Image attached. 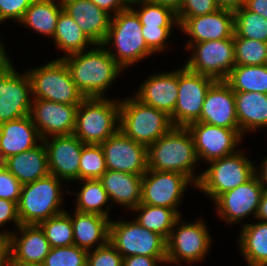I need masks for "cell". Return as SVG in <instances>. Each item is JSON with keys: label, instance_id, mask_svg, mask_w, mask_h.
<instances>
[{"label": "cell", "instance_id": "bcb514c9", "mask_svg": "<svg viewBox=\"0 0 267 266\" xmlns=\"http://www.w3.org/2000/svg\"><path fill=\"white\" fill-rule=\"evenodd\" d=\"M33 0H0V24L8 19L20 22Z\"/></svg>", "mask_w": 267, "mask_h": 266}, {"label": "cell", "instance_id": "7bdbcfd3", "mask_svg": "<svg viewBox=\"0 0 267 266\" xmlns=\"http://www.w3.org/2000/svg\"><path fill=\"white\" fill-rule=\"evenodd\" d=\"M173 27H147L142 26V35L147 47L153 52H162L167 48L166 42L172 34Z\"/></svg>", "mask_w": 267, "mask_h": 266}, {"label": "cell", "instance_id": "cb8c5ba5", "mask_svg": "<svg viewBox=\"0 0 267 266\" xmlns=\"http://www.w3.org/2000/svg\"><path fill=\"white\" fill-rule=\"evenodd\" d=\"M63 10L77 22L86 37L96 46L107 37L111 16L90 0H61Z\"/></svg>", "mask_w": 267, "mask_h": 266}, {"label": "cell", "instance_id": "9f6ffc18", "mask_svg": "<svg viewBox=\"0 0 267 266\" xmlns=\"http://www.w3.org/2000/svg\"><path fill=\"white\" fill-rule=\"evenodd\" d=\"M0 266H7V237L0 235Z\"/></svg>", "mask_w": 267, "mask_h": 266}, {"label": "cell", "instance_id": "7c38bea8", "mask_svg": "<svg viewBox=\"0 0 267 266\" xmlns=\"http://www.w3.org/2000/svg\"><path fill=\"white\" fill-rule=\"evenodd\" d=\"M216 80L185 66L178 68V99L170 120L175 127H187L201 116L206 93Z\"/></svg>", "mask_w": 267, "mask_h": 266}, {"label": "cell", "instance_id": "8d00e7d4", "mask_svg": "<svg viewBox=\"0 0 267 266\" xmlns=\"http://www.w3.org/2000/svg\"><path fill=\"white\" fill-rule=\"evenodd\" d=\"M267 42V19L244 6L234 12V35Z\"/></svg>", "mask_w": 267, "mask_h": 266}, {"label": "cell", "instance_id": "5b68a950", "mask_svg": "<svg viewBox=\"0 0 267 266\" xmlns=\"http://www.w3.org/2000/svg\"><path fill=\"white\" fill-rule=\"evenodd\" d=\"M53 174L22 185L17 204L22 225H39L42 221L66 210L61 209L63 193L61 182Z\"/></svg>", "mask_w": 267, "mask_h": 266}, {"label": "cell", "instance_id": "816d5d0a", "mask_svg": "<svg viewBox=\"0 0 267 266\" xmlns=\"http://www.w3.org/2000/svg\"><path fill=\"white\" fill-rule=\"evenodd\" d=\"M246 0H216L219 9L235 12L245 5Z\"/></svg>", "mask_w": 267, "mask_h": 266}, {"label": "cell", "instance_id": "e0dca14e", "mask_svg": "<svg viewBox=\"0 0 267 266\" xmlns=\"http://www.w3.org/2000/svg\"><path fill=\"white\" fill-rule=\"evenodd\" d=\"M108 170L144 175L148 169L147 146L127 137L121 130L102 142Z\"/></svg>", "mask_w": 267, "mask_h": 266}, {"label": "cell", "instance_id": "7402d4cb", "mask_svg": "<svg viewBox=\"0 0 267 266\" xmlns=\"http://www.w3.org/2000/svg\"><path fill=\"white\" fill-rule=\"evenodd\" d=\"M197 122L239 129L234 91L224 80H216L208 89Z\"/></svg>", "mask_w": 267, "mask_h": 266}, {"label": "cell", "instance_id": "f546056e", "mask_svg": "<svg viewBox=\"0 0 267 266\" xmlns=\"http://www.w3.org/2000/svg\"><path fill=\"white\" fill-rule=\"evenodd\" d=\"M239 247L248 266H267V222L243 223Z\"/></svg>", "mask_w": 267, "mask_h": 266}, {"label": "cell", "instance_id": "30bf717a", "mask_svg": "<svg viewBox=\"0 0 267 266\" xmlns=\"http://www.w3.org/2000/svg\"><path fill=\"white\" fill-rule=\"evenodd\" d=\"M180 222L181 217L176 221L166 240V264H178L181 260L185 263L204 261L203 258L207 256L212 240L206 223L201 219L192 224Z\"/></svg>", "mask_w": 267, "mask_h": 266}, {"label": "cell", "instance_id": "4dcf8cb0", "mask_svg": "<svg viewBox=\"0 0 267 266\" xmlns=\"http://www.w3.org/2000/svg\"><path fill=\"white\" fill-rule=\"evenodd\" d=\"M62 9L61 0L57 4L55 0H33L20 23L29 26L40 34L53 38Z\"/></svg>", "mask_w": 267, "mask_h": 266}, {"label": "cell", "instance_id": "3957f363", "mask_svg": "<svg viewBox=\"0 0 267 266\" xmlns=\"http://www.w3.org/2000/svg\"><path fill=\"white\" fill-rule=\"evenodd\" d=\"M119 125L120 100L85 98L77 107L73 134L84 144H101L119 130Z\"/></svg>", "mask_w": 267, "mask_h": 266}, {"label": "cell", "instance_id": "e575fe53", "mask_svg": "<svg viewBox=\"0 0 267 266\" xmlns=\"http://www.w3.org/2000/svg\"><path fill=\"white\" fill-rule=\"evenodd\" d=\"M81 190L76 194L75 210L83 213H94L109 217L110 205L107 191L99 179H83ZM108 203V205H107ZM107 205V210L103 207Z\"/></svg>", "mask_w": 267, "mask_h": 266}, {"label": "cell", "instance_id": "7dc6e473", "mask_svg": "<svg viewBox=\"0 0 267 266\" xmlns=\"http://www.w3.org/2000/svg\"><path fill=\"white\" fill-rule=\"evenodd\" d=\"M9 221L15 222L17 228L21 225L17 203L0 198V228Z\"/></svg>", "mask_w": 267, "mask_h": 266}, {"label": "cell", "instance_id": "7a4b0ae2", "mask_svg": "<svg viewBox=\"0 0 267 266\" xmlns=\"http://www.w3.org/2000/svg\"><path fill=\"white\" fill-rule=\"evenodd\" d=\"M147 156L148 169L181 173L194 183V187L201 177V174L195 176L194 173L199 160L187 127L173 126L147 147Z\"/></svg>", "mask_w": 267, "mask_h": 266}, {"label": "cell", "instance_id": "f35d334b", "mask_svg": "<svg viewBox=\"0 0 267 266\" xmlns=\"http://www.w3.org/2000/svg\"><path fill=\"white\" fill-rule=\"evenodd\" d=\"M235 65L267 64V42L234 36Z\"/></svg>", "mask_w": 267, "mask_h": 266}, {"label": "cell", "instance_id": "2e32d148", "mask_svg": "<svg viewBox=\"0 0 267 266\" xmlns=\"http://www.w3.org/2000/svg\"><path fill=\"white\" fill-rule=\"evenodd\" d=\"M192 135L198 160L210 162L236 153L241 143L242 134L239 129H227L202 122H194L187 126Z\"/></svg>", "mask_w": 267, "mask_h": 266}, {"label": "cell", "instance_id": "c3c4849f", "mask_svg": "<svg viewBox=\"0 0 267 266\" xmlns=\"http://www.w3.org/2000/svg\"><path fill=\"white\" fill-rule=\"evenodd\" d=\"M166 264V257H148L144 255H134L123 258L122 266H157Z\"/></svg>", "mask_w": 267, "mask_h": 266}, {"label": "cell", "instance_id": "8992f818", "mask_svg": "<svg viewBox=\"0 0 267 266\" xmlns=\"http://www.w3.org/2000/svg\"><path fill=\"white\" fill-rule=\"evenodd\" d=\"M173 127L164 111L142 104L134 96L120 100V125L127 137L149 146Z\"/></svg>", "mask_w": 267, "mask_h": 266}, {"label": "cell", "instance_id": "d590c367", "mask_svg": "<svg viewBox=\"0 0 267 266\" xmlns=\"http://www.w3.org/2000/svg\"><path fill=\"white\" fill-rule=\"evenodd\" d=\"M141 6L136 10L133 5ZM132 5V7H131ZM130 8L137 14L142 26L147 27H173L178 26L176 12L167 6L153 3L148 0H131Z\"/></svg>", "mask_w": 267, "mask_h": 266}, {"label": "cell", "instance_id": "5bb4252c", "mask_svg": "<svg viewBox=\"0 0 267 266\" xmlns=\"http://www.w3.org/2000/svg\"><path fill=\"white\" fill-rule=\"evenodd\" d=\"M194 183L178 172L147 169L142 177L140 203L177 210L186 187Z\"/></svg>", "mask_w": 267, "mask_h": 266}, {"label": "cell", "instance_id": "484cf974", "mask_svg": "<svg viewBox=\"0 0 267 266\" xmlns=\"http://www.w3.org/2000/svg\"><path fill=\"white\" fill-rule=\"evenodd\" d=\"M68 214L73 225L74 245L90 251L94 244H97L98 248L109 242L110 218L76 210L74 215Z\"/></svg>", "mask_w": 267, "mask_h": 266}, {"label": "cell", "instance_id": "681fc988", "mask_svg": "<svg viewBox=\"0 0 267 266\" xmlns=\"http://www.w3.org/2000/svg\"><path fill=\"white\" fill-rule=\"evenodd\" d=\"M112 16L130 7L131 0H90ZM111 12V13H110Z\"/></svg>", "mask_w": 267, "mask_h": 266}, {"label": "cell", "instance_id": "83f0119b", "mask_svg": "<svg viewBox=\"0 0 267 266\" xmlns=\"http://www.w3.org/2000/svg\"><path fill=\"white\" fill-rule=\"evenodd\" d=\"M40 144L30 150L9 156L2 162L22 185L49 174L47 151L43 141Z\"/></svg>", "mask_w": 267, "mask_h": 266}, {"label": "cell", "instance_id": "8fae6325", "mask_svg": "<svg viewBox=\"0 0 267 266\" xmlns=\"http://www.w3.org/2000/svg\"><path fill=\"white\" fill-rule=\"evenodd\" d=\"M185 45L187 50H193L192 57L184 65L192 72L225 80L235 66L234 36Z\"/></svg>", "mask_w": 267, "mask_h": 266}, {"label": "cell", "instance_id": "277c9868", "mask_svg": "<svg viewBox=\"0 0 267 266\" xmlns=\"http://www.w3.org/2000/svg\"><path fill=\"white\" fill-rule=\"evenodd\" d=\"M102 45H114L116 52L111 48L107 50L123 69L154 54L147 47L142 35V25L130 7L111 16L108 34Z\"/></svg>", "mask_w": 267, "mask_h": 266}, {"label": "cell", "instance_id": "b9f144b4", "mask_svg": "<svg viewBox=\"0 0 267 266\" xmlns=\"http://www.w3.org/2000/svg\"><path fill=\"white\" fill-rule=\"evenodd\" d=\"M123 256L110 241L101 247L88 251L87 266H122Z\"/></svg>", "mask_w": 267, "mask_h": 266}, {"label": "cell", "instance_id": "ab89813d", "mask_svg": "<svg viewBox=\"0 0 267 266\" xmlns=\"http://www.w3.org/2000/svg\"><path fill=\"white\" fill-rule=\"evenodd\" d=\"M107 171L100 144H85L81 153L79 180L99 179Z\"/></svg>", "mask_w": 267, "mask_h": 266}, {"label": "cell", "instance_id": "f907efd6", "mask_svg": "<svg viewBox=\"0 0 267 266\" xmlns=\"http://www.w3.org/2000/svg\"><path fill=\"white\" fill-rule=\"evenodd\" d=\"M244 7L267 19V0H246Z\"/></svg>", "mask_w": 267, "mask_h": 266}, {"label": "cell", "instance_id": "ee69618b", "mask_svg": "<svg viewBox=\"0 0 267 266\" xmlns=\"http://www.w3.org/2000/svg\"><path fill=\"white\" fill-rule=\"evenodd\" d=\"M22 184L0 163V198L16 202L18 204Z\"/></svg>", "mask_w": 267, "mask_h": 266}, {"label": "cell", "instance_id": "f6af8a7d", "mask_svg": "<svg viewBox=\"0 0 267 266\" xmlns=\"http://www.w3.org/2000/svg\"><path fill=\"white\" fill-rule=\"evenodd\" d=\"M219 9L216 0H183L177 17H196L213 13Z\"/></svg>", "mask_w": 267, "mask_h": 266}, {"label": "cell", "instance_id": "603a6c76", "mask_svg": "<svg viewBox=\"0 0 267 266\" xmlns=\"http://www.w3.org/2000/svg\"><path fill=\"white\" fill-rule=\"evenodd\" d=\"M134 97L142 104L171 116L178 99V69L150 75L140 88L138 87Z\"/></svg>", "mask_w": 267, "mask_h": 266}, {"label": "cell", "instance_id": "1f68e13d", "mask_svg": "<svg viewBox=\"0 0 267 266\" xmlns=\"http://www.w3.org/2000/svg\"><path fill=\"white\" fill-rule=\"evenodd\" d=\"M55 46L65 52L64 56L87 50L93 43L86 37L76 21L63 9L59 15L53 36Z\"/></svg>", "mask_w": 267, "mask_h": 266}, {"label": "cell", "instance_id": "836d02e7", "mask_svg": "<svg viewBox=\"0 0 267 266\" xmlns=\"http://www.w3.org/2000/svg\"><path fill=\"white\" fill-rule=\"evenodd\" d=\"M132 212H138L139 215L134 219L141 226L160 234L166 240L169 238L176 221L181 217V214L175 209L142 203L138 204Z\"/></svg>", "mask_w": 267, "mask_h": 266}, {"label": "cell", "instance_id": "f5cc1de1", "mask_svg": "<svg viewBox=\"0 0 267 266\" xmlns=\"http://www.w3.org/2000/svg\"><path fill=\"white\" fill-rule=\"evenodd\" d=\"M255 219L267 222V190L265 189L261 195Z\"/></svg>", "mask_w": 267, "mask_h": 266}, {"label": "cell", "instance_id": "9c48e42d", "mask_svg": "<svg viewBox=\"0 0 267 266\" xmlns=\"http://www.w3.org/2000/svg\"><path fill=\"white\" fill-rule=\"evenodd\" d=\"M110 243L124 257H166V239L141 226L135 219L110 221Z\"/></svg>", "mask_w": 267, "mask_h": 266}, {"label": "cell", "instance_id": "52a82bcc", "mask_svg": "<svg viewBox=\"0 0 267 266\" xmlns=\"http://www.w3.org/2000/svg\"><path fill=\"white\" fill-rule=\"evenodd\" d=\"M32 99H44L61 104H80L86 97L75 85L68 66L57 58L28 70Z\"/></svg>", "mask_w": 267, "mask_h": 266}, {"label": "cell", "instance_id": "9a60e30c", "mask_svg": "<svg viewBox=\"0 0 267 266\" xmlns=\"http://www.w3.org/2000/svg\"><path fill=\"white\" fill-rule=\"evenodd\" d=\"M17 229L1 232L7 237V266L42 265L51 248L44 231L39 225L21 224Z\"/></svg>", "mask_w": 267, "mask_h": 266}, {"label": "cell", "instance_id": "ba28073f", "mask_svg": "<svg viewBox=\"0 0 267 266\" xmlns=\"http://www.w3.org/2000/svg\"><path fill=\"white\" fill-rule=\"evenodd\" d=\"M196 184L213 201L221 194L246 183L255 175L257 166L241 151L209 162Z\"/></svg>", "mask_w": 267, "mask_h": 266}, {"label": "cell", "instance_id": "11a10c76", "mask_svg": "<svg viewBox=\"0 0 267 266\" xmlns=\"http://www.w3.org/2000/svg\"><path fill=\"white\" fill-rule=\"evenodd\" d=\"M148 1L153 3H158L163 6H167L177 13L181 8L183 0H148Z\"/></svg>", "mask_w": 267, "mask_h": 266}, {"label": "cell", "instance_id": "6f0895ef", "mask_svg": "<svg viewBox=\"0 0 267 266\" xmlns=\"http://www.w3.org/2000/svg\"><path fill=\"white\" fill-rule=\"evenodd\" d=\"M2 43L3 42L0 39V72L11 62L7 57V52H5L6 49L3 47Z\"/></svg>", "mask_w": 267, "mask_h": 266}, {"label": "cell", "instance_id": "44dd1931", "mask_svg": "<svg viewBox=\"0 0 267 266\" xmlns=\"http://www.w3.org/2000/svg\"><path fill=\"white\" fill-rule=\"evenodd\" d=\"M178 28L189 36L187 43L231 38L234 35V12L224 9L196 17H177Z\"/></svg>", "mask_w": 267, "mask_h": 266}, {"label": "cell", "instance_id": "4fadbf2b", "mask_svg": "<svg viewBox=\"0 0 267 266\" xmlns=\"http://www.w3.org/2000/svg\"><path fill=\"white\" fill-rule=\"evenodd\" d=\"M10 62L0 72V125L30 115L32 90L29 75Z\"/></svg>", "mask_w": 267, "mask_h": 266}, {"label": "cell", "instance_id": "d4e9b609", "mask_svg": "<svg viewBox=\"0 0 267 266\" xmlns=\"http://www.w3.org/2000/svg\"><path fill=\"white\" fill-rule=\"evenodd\" d=\"M38 140V141H37ZM30 115L0 125V163L42 142Z\"/></svg>", "mask_w": 267, "mask_h": 266}, {"label": "cell", "instance_id": "74e56055", "mask_svg": "<svg viewBox=\"0 0 267 266\" xmlns=\"http://www.w3.org/2000/svg\"><path fill=\"white\" fill-rule=\"evenodd\" d=\"M39 226L51 248L74 245L73 225L67 211L42 221Z\"/></svg>", "mask_w": 267, "mask_h": 266}, {"label": "cell", "instance_id": "d6a6232c", "mask_svg": "<svg viewBox=\"0 0 267 266\" xmlns=\"http://www.w3.org/2000/svg\"><path fill=\"white\" fill-rule=\"evenodd\" d=\"M224 81L234 92L267 94V64L235 65Z\"/></svg>", "mask_w": 267, "mask_h": 266}, {"label": "cell", "instance_id": "ffe728a7", "mask_svg": "<svg viewBox=\"0 0 267 266\" xmlns=\"http://www.w3.org/2000/svg\"><path fill=\"white\" fill-rule=\"evenodd\" d=\"M78 105L33 99L30 116L41 138L73 134Z\"/></svg>", "mask_w": 267, "mask_h": 266}, {"label": "cell", "instance_id": "4316f807", "mask_svg": "<svg viewBox=\"0 0 267 266\" xmlns=\"http://www.w3.org/2000/svg\"><path fill=\"white\" fill-rule=\"evenodd\" d=\"M143 175L108 170L99 178L109 200L132 211L140 204Z\"/></svg>", "mask_w": 267, "mask_h": 266}, {"label": "cell", "instance_id": "d6986e66", "mask_svg": "<svg viewBox=\"0 0 267 266\" xmlns=\"http://www.w3.org/2000/svg\"><path fill=\"white\" fill-rule=\"evenodd\" d=\"M263 191L258 177L254 175L246 183L221 194L214 200L217 214L230 225L244 220L250 214L255 218Z\"/></svg>", "mask_w": 267, "mask_h": 266}, {"label": "cell", "instance_id": "ac0fdd59", "mask_svg": "<svg viewBox=\"0 0 267 266\" xmlns=\"http://www.w3.org/2000/svg\"><path fill=\"white\" fill-rule=\"evenodd\" d=\"M42 141L47 151L49 173L63 181H79L81 153L85 144L74 134L49 136Z\"/></svg>", "mask_w": 267, "mask_h": 266}, {"label": "cell", "instance_id": "6da1fadb", "mask_svg": "<svg viewBox=\"0 0 267 266\" xmlns=\"http://www.w3.org/2000/svg\"><path fill=\"white\" fill-rule=\"evenodd\" d=\"M61 56L77 88L86 98H104L106 89L123 72V68L109 54L104 45ZM95 48V49H94Z\"/></svg>", "mask_w": 267, "mask_h": 266}, {"label": "cell", "instance_id": "60d3db41", "mask_svg": "<svg viewBox=\"0 0 267 266\" xmlns=\"http://www.w3.org/2000/svg\"><path fill=\"white\" fill-rule=\"evenodd\" d=\"M88 251L77 245L50 248L43 266H87Z\"/></svg>", "mask_w": 267, "mask_h": 266}, {"label": "cell", "instance_id": "db71d44e", "mask_svg": "<svg viewBox=\"0 0 267 266\" xmlns=\"http://www.w3.org/2000/svg\"><path fill=\"white\" fill-rule=\"evenodd\" d=\"M255 175L258 177L263 188L267 190V157L262 161L260 169H255Z\"/></svg>", "mask_w": 267, "mask_h": 266}, {"label": "cell", "instance_id": "f1b7e54d", "mask_svg": "<svg viewBox=\"0 0 267 266\" xmlns=\"http://www.w3.org/2000/svg\"><path fill=\"white\" fill-rule=\"evenodd\" d=\"M240 133L267 127V94L234 92ZM246 131V132H245Z\"/></svg>", "mask_w": 267, "mask_h": 266}]
</instances>
